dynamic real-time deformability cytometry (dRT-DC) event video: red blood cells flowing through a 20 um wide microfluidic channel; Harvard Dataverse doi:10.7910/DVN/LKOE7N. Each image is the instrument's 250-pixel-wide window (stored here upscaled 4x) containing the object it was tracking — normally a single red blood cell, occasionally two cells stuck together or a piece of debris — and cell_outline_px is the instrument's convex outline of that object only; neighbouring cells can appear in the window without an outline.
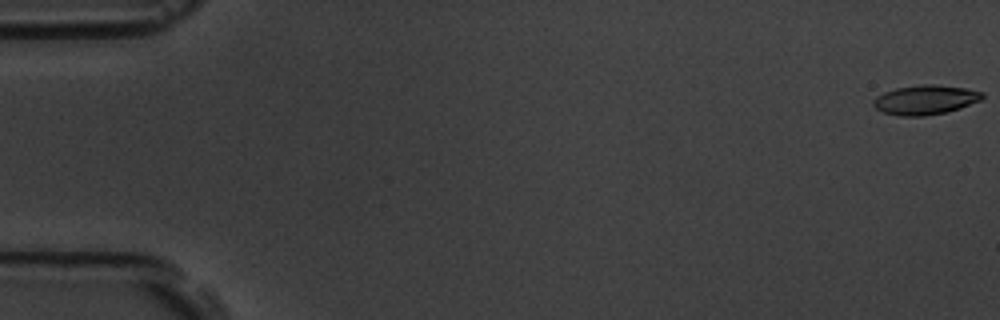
{"species": "common noctule bat (a hibernating species)", "species_latin": "Nyctalus noctula", "temperature_condition": "room temperature", "stored_images_in_passage": 8, "camera_frame_rate_fps": 3000, "um_per_image_px": 0.085, "animal": {"sex": "male", "body_mass_g": 19.5, "forearm_length_mm": 54.6}, "frame": {"image": 1, "passage_image": 1, "time_ms": 0.0, "image_size_px": [1000, 320], "cell_outline_px": [[984, 96], [980, 100], [960, 108], [944, 112], [924, 116], [900, 116], [884, 112], [876, 108], [872, 104], [876, 96], [884, 92], [896, 88], [920, 84], [936, 84], [968, 88], [984, 92]], "centroid_in_image_um": [78.66, 8.47], "position_along_channel_um": 6.3, "area_um2": 18.73}}
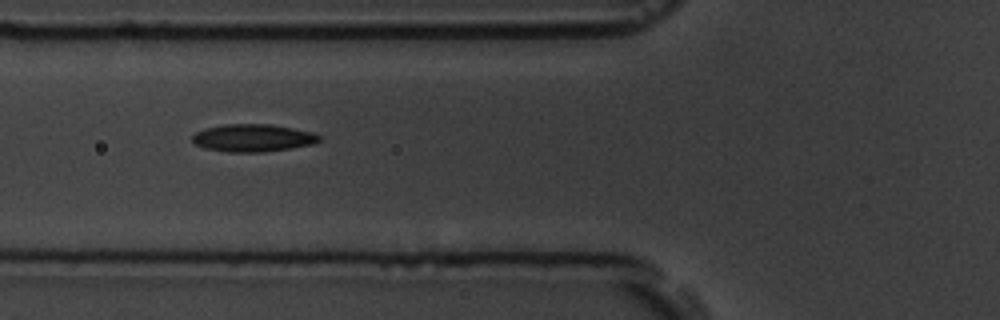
{"frame": {"image": 2, "passage_image": 7, "time_ms": 7.0, "image_size_px": [1000, 320], "cell_outline_px": [[320, 140], [312, 144], [292, 148], [264, 152], [228, 152], [204, 148], [196, 144], [192, 140], [192, 136], [196, 132], [204, 128], [224, 124], [272, 124], [312, 132], [320, 136]], "centroid_in_image_um": [21.48, 11.72], "position_along_channel_um": 104.3, "area_um2": 20.4}}
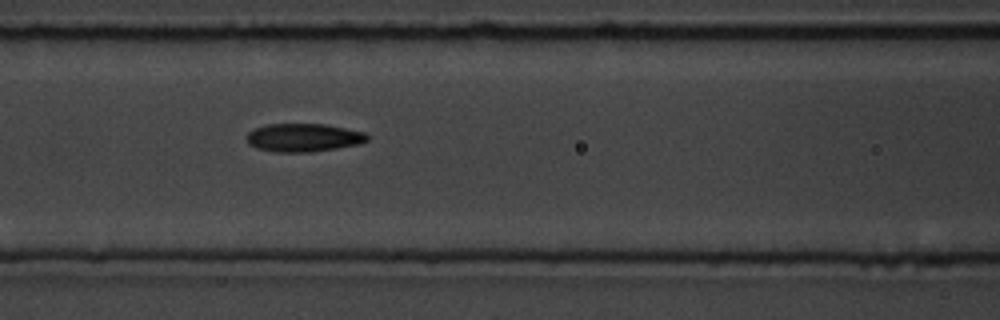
{"frame": {"image": 3, "passage_image": 8, "time_ms": 8.0, "image_size_px": [1000, 320], "cell_outline_px": [[368, 140], [360, 144], [312, 152], [276, 152], [256, 148], [248, 144], [244, 136], [248, 132], [256, 128], [268, 124], [324, 124], [364, 132], [368, 136]], "centroid_in_image_um": [25.76, 11.7], "position_along_channel_um": 140.8, "area_um2": 19.88}}